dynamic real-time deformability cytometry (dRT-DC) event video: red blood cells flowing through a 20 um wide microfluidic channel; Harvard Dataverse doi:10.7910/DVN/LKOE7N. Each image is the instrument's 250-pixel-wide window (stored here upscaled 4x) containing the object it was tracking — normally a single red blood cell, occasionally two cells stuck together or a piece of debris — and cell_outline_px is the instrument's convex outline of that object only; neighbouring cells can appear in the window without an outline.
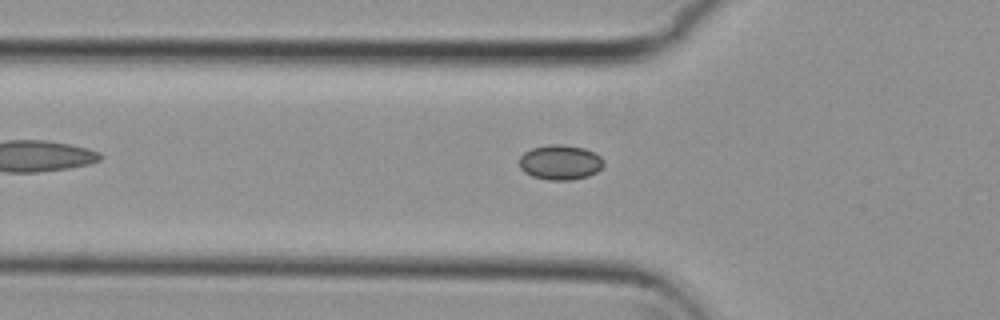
{"species": "common noctule bat (a hibernating species)", "species_latin": "Nyctalus noctula", "temperature_condition": "cold", "stored_images_in_passage": 12, "camera_frame_rate_fps": 3000, "um_per_image_px": 0.085, "animal": {"sex": "female", "body_mass_g": 29.2, "forearm_length_mm": 56.3}, "frame": {"image": 1, "passage_image": 10, "time_ms": 3.0, "image_size_px": [1000, 320], "cell_outline_px": [[604, 164], [596, 172], [588, 176], [572, 180], [548, 180], [532, 176], [524, 172], [520, 168], [520, 156], [524, 152], [532, 148], [548, 144], [564, 144], [584, 148], [596, 152], [604, 160]], "centroid_in_image_um": [47.63, 13.79], "position_along_channel_um": 78.2, "area_um2": 17.34}}